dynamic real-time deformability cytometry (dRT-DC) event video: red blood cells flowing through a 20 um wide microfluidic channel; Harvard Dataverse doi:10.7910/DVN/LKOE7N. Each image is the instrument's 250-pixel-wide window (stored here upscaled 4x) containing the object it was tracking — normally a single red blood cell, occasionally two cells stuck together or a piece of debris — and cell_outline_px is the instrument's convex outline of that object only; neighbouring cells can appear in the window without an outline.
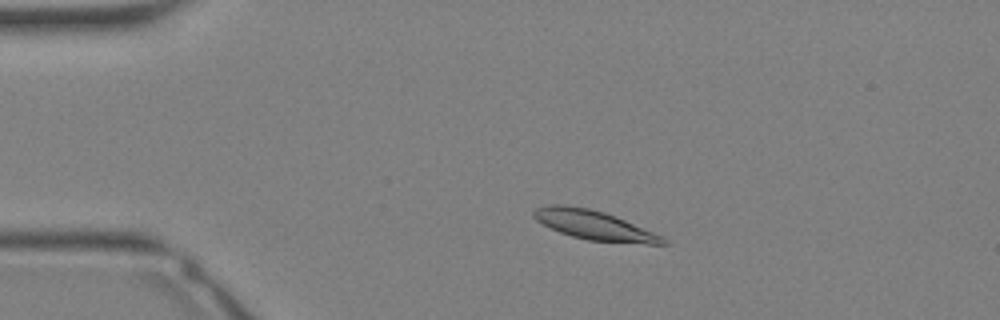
{"species": "Egyptian fruit bat (a non-hibernating species)", "species_latin": "Rousettus aegyptiacus", "temperature_condition": "warm", "stored_images_in_passage": 33, "camera_frame_rate_fps": 3000, "um_per_image_px": 0.085, "animal": {"sex": "female"}, "frame": {"image": 1, "passage_image": 6, "time_ms": 1.667, "image_size_px": [1000, 320], "cell_outline_px": [[668, 244], [648, 244], [588, 240], [572, 236], [560, 232], [536, 220], [532, 216], [532, 212], [536, 208], [548, 204], [564, 204], [588, 208], [604, 212], [616, 216], [664, 236], [668, 240]], "centroid_in_image_um": [50.53, 19.13], "position_along_channel_um": 34.5, "area_um2": 22.14}}
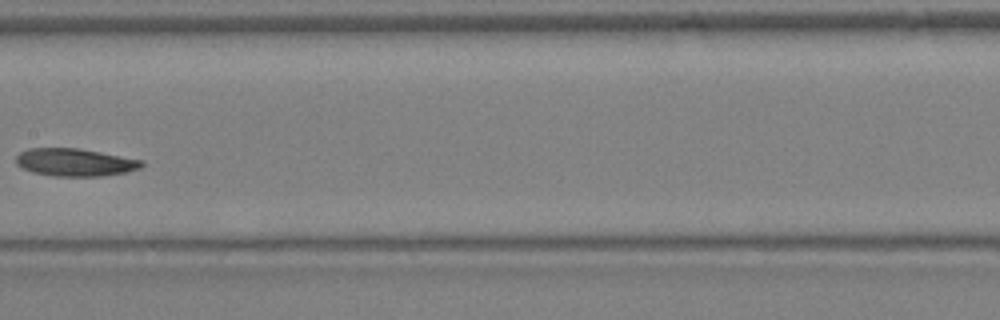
{"frame": {"image": 2, "passage_image": 17, "time_ms": 5.333, "image_size_px": [1000, 320], "cell_outline_px": [[144, 164], [140, 168], [124, 172], [100, 176], [52, 176], [32, 172], [16, 164], [16, 156], [20, 152], [28, 148], [80, 148], [144, 160]], "centroid_in_image_um": [6.37, 13.79], "position_along_channel_um": 201.0, "area_um2": 20.29}}
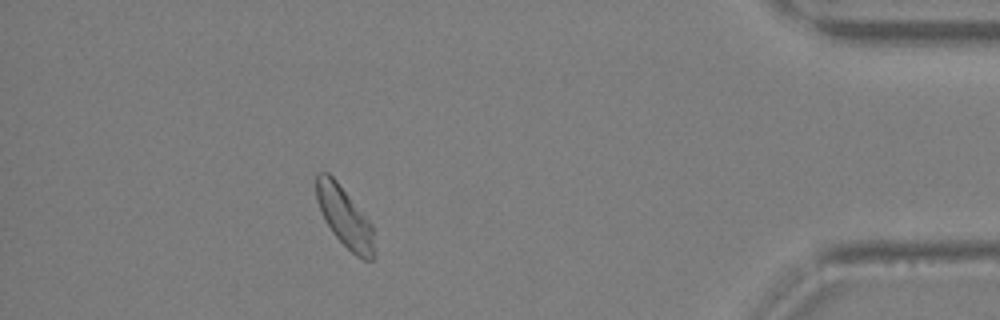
{"frame": {"image": 3, "passage_image": 30, "time_ms": 9.667, "image_size_px": [1000, 320], "cell_outline_px": [[376, 260], [364, 260], [356, 256], [332, 232], [324, 220], [316, 200], [316, 172], [328, 172], [336, 180], [372, 224], [376, 256]], "centroid_in_image_um": [29.31, 18.47], "position_along_channel_um": 405.9, "area_um2": 20.4}}